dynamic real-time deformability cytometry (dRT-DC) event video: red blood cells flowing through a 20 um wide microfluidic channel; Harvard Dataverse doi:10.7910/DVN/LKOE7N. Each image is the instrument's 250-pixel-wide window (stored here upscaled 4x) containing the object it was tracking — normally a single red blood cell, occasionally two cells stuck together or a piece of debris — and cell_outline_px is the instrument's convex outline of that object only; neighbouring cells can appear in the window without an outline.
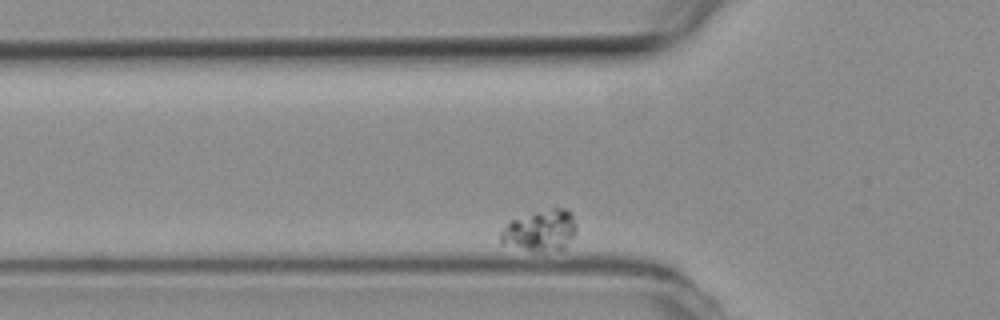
{"species": "common noctule bat (a hibernating species)", "species_latin": "Nyctalus noctula", "temperature_condition": "room temperature", "stored_images_in_passage": 32, "camera_frame_rate_fps": 3000, "um_per_image_px": 0.085, "animal": {"sex": "female", "body_mass_g": 19.3, "forearm_length_mm": 54.1}, "frame": {"image": 1, "passage_image": 2, "time_ms": 0.333, "image_size_px": [1000, 320], "cell_outline_px": [[576, 232], [564, 248], [528, 248], [500, 244], [500, 232], [512, 220], [536, 212], [552, 208], [564, 208], [572, 216], [576, 224]], "centroid_in_image_um": [45.93, 19.55], "position_along_channel_um": 79.9, "area_um2": 17.11}}
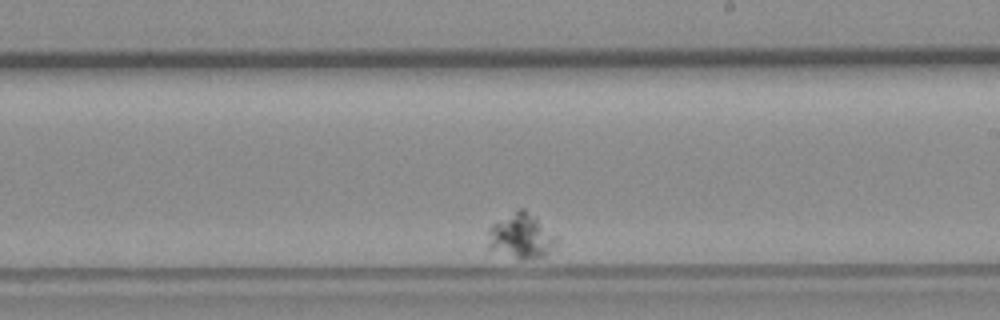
{"frame": {"image": 2, "passage_image": 20, "time_ms": 6.333, "image_size_px": [1000, 320], "cell_outline_px": [[560, 240], [544, 256], [524, 260], [520, 260], [488, 248], [488, 228], [492, 224], [516, 208], [524, 208], [536, 216]], "centroid_in_image_um": [44.29, 20.04], "position_along_channel_um": 244.7, "area_um2": 18.26}}
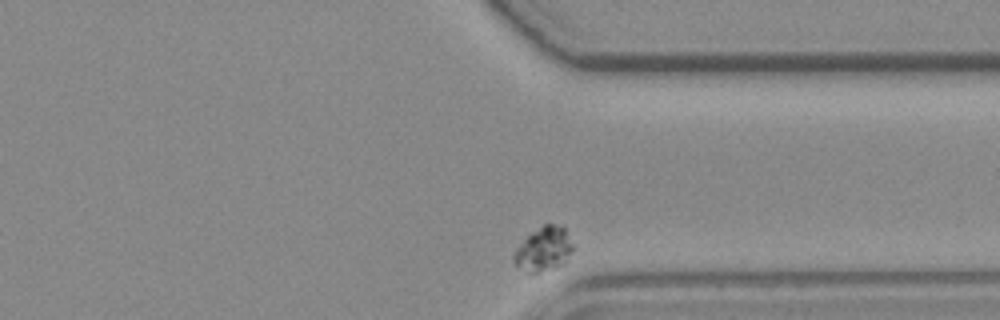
{"frame": {"image": 3, "passage_image": 32, "time_ms": 10.333, "image_size_px": [1000, 320], "cell_outline_px": [[576, 248], [564, 264], [532, 276], [528, 276], [512, 260], [512, 256], [516, 248], [532, 232], [544, 224], [552, 224], [564, 228]], "centroid_in_image_um": [46.22, 21.25], "position_along_channel_um": 365.2, "area_um2": 15.61}}